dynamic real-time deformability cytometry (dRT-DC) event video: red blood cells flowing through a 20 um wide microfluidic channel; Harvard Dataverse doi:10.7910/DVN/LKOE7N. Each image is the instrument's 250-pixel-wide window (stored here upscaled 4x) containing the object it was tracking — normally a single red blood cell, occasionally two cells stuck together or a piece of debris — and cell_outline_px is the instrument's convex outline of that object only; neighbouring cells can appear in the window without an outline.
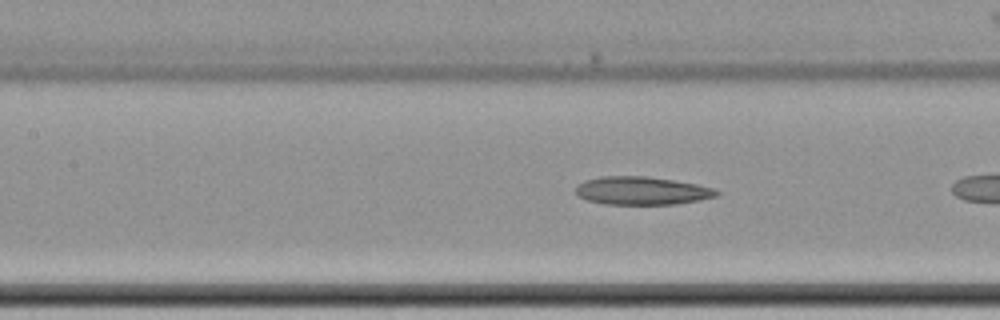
{"species": "common noctule bat (a hibernating species)", "species_latin": "Nyctalus noctula", "temperature_condition": "cold", "stored_images_in_passage": 9, "camera_frame_rate_fps": 3000, "um_per_image_px": 0.085, "animal": {"sex": "female", "body_mass_g": 22.7, "forearm_length_mm": 54.2}, "frame": {"image": 1, "passage_image": 8, "time_ms": 2.333, "image_size_px": [1000, 320], "cell_outline_px": [[720, 192], [716, 196], [700, 200], [676, 204], [604, 204], [588, 200], [580, 196], [576, 192], [576, 184], [584, 180], [600, 176], [648, 176], [696, 184], [716, 188]], "centroid_in_image_um": [54.56, 16.2], "position_along_channel_um": 152.8, "area_um2": 23.12}}